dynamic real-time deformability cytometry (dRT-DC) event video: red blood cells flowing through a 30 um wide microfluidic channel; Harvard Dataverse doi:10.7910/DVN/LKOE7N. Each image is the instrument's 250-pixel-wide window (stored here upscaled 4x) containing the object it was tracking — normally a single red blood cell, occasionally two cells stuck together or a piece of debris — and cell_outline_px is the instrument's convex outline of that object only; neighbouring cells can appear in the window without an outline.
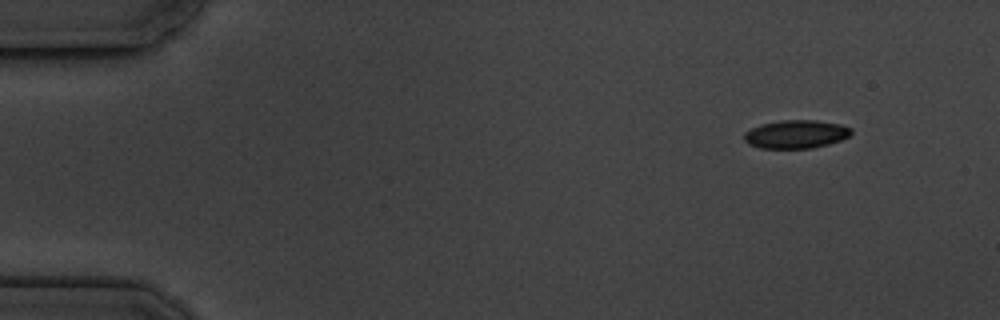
{"species": "common noctule bat (a hibernating species)", "species_latin": "Nyctalus noctula", "temperature_condition": "cold", "stored_images_in_passage": 14, "camera_frame_rate_fps": 3000, "um_per_image_px": 0.085, "animal": {"sex": "male", "body_mass_g": 19.5, "forearm_length_mm": 54.6}, "frame": {"image": 1, "passage_image": 1, "time_ms": 0.0, "image_size_px": [1000, 320], "cell_outline_px": [[852, 132], [848, 136], [840, 140], [828, 144], [812, 148], [760, 148], [748, 144], [744, 140], [744, 132], [760, 124], [780, 120], [816, 120], [840, 124], [852, 128]], "centroid_in_image_um": [67.64, 11.4], "position_along_channel_um": 17.4, "area_um2": 17.69}}
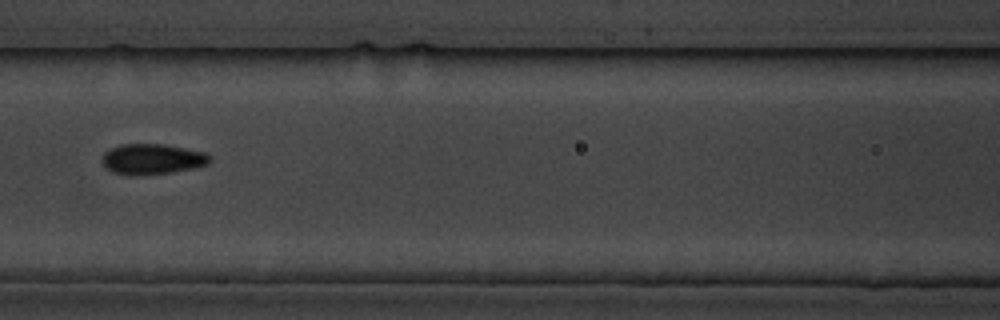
{"frame": {"image": 2, "passage_image": 6, "time_ms": 6.667, "image_size_px": [1000, 320], "cell_outline_px": [[212, 160], [208, 164], [192, 168], [172, 172], [112, 172], [104, 168], [100, 160], [104, 152], [120, 144], [160, 144], [184, 148], [204, 152], [212, 156]], "centroid_in_image_um": [12.95, 13.47], "position_along_channel_um": 153.7, "area_um2": 18.44}}
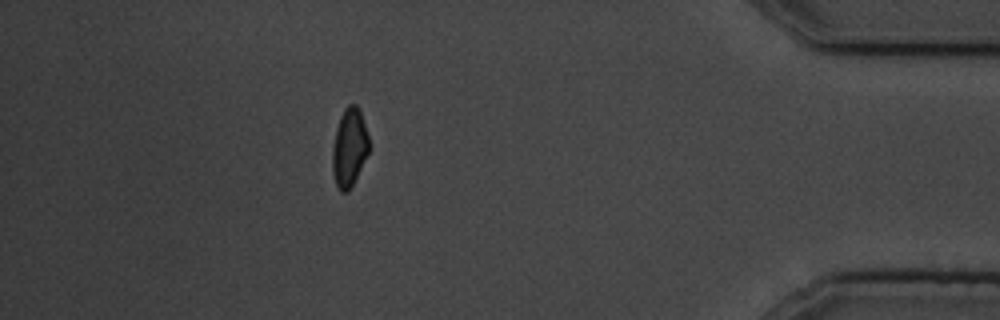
{"frame": {"image": 3, "passage_image": 13, "time_ms": 15.0, "image_size_px": [1000, 320], "cell_outline_px": [[368, 152], [348, 192], [340, 192], [336, 188], [332, 172], [332, 148], [336, 128], [340, 116], [344, 108], [348, 104], [356, 104], [360, 108], [368, 136]], "centroid_in_image_um": [29.66, 12.52], "position_along_channel_um": 405.5, "area_um2": 16.7}, "authors_computed_cell_mechanics": {"area_um2": 17.5712, "velocity_mm_per_s": 3.5385, "shape_relaxation_time_tau1_ms": 2.8809, "shape_relaxation_time_tau2_ms": null, "deformation_change_tau1": 0.0766, "deformation_change_tau2": null}}